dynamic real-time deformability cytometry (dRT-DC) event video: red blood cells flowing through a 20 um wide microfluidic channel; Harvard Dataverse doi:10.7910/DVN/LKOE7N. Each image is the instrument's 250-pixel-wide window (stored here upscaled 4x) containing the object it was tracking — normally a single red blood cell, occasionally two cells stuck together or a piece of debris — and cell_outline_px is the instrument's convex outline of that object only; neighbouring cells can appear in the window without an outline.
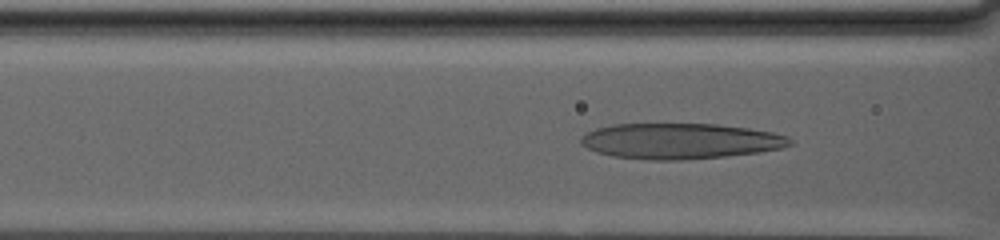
{"species": "human", "species_latin": "Homo sapiens", "temperature_condition": "warm", "stored_images_in_passage": 88, "camera_frame_rate_fps": 3000, "um_per_image_px": 0.085, "donor": {"sex": "male"}, "frame": {"image": 1, "passage_image": 41, "time_ms": 13.333, "image_size_px": [1000, 240], "cell_outline_px": [[792, 144], [780, 148], [760, 152], [724, 156], [680, 160], [652, 160], [612, 156], [596, 152], [580, 144], [580, 136], [596, 128], [612, 124], [716, 124], [748, 128], [772, 132], [788, 136], [792, 140]], "centroid_in_image_um": [57.8, 11.99], "position_along_channel_um": 108.8, "area_um2": 43.41}}
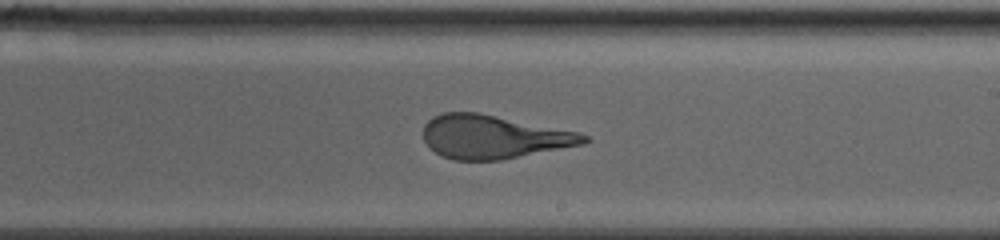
{"frame": {"image": 2, "passage_image": 58, "time_ms": 19.0, "image_size_px": [1000, 240], "cell_outline_px": [[592, 140], [584, 144], [500, 160], [452, 160], [440, 156], [428, 148], [424, 140], [424, 124], [432, 116], [444, 112], [476, 112], [580, 132], [588, 136]], "centroid_in_image_um": [41.92, 11.64], "position_along_channel_um": 247.1, "area_um2": 40.86}}
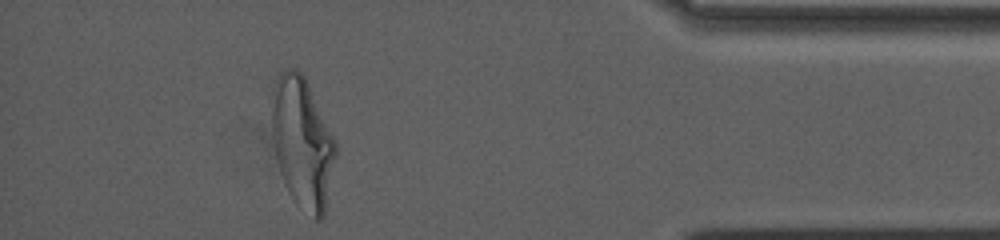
{"frame": {"image": 3, "passage_image": 82, "time_ms": 27.0, "image_size_px": [1000, 240], "cell_outline_px": [[336, 156], [324, 216], [320, 220], [312, 220], [292, 200], [284, 184], [280, 172], [276, 156], [272, 136], [272, 88], [280, 72], [288, 68], [296, 68], [304, 76], [336, 140]], "centroid_in_image_um": [25.7, 12.17], "position_along_channel_um": 409.5, "area_um2": 48.96}, "authors_computed_cell_mechanics": {"area_um2": 48.0896, "velocity_mm_per_s": 2.4422, "shape_relaxation_time_tau1_ms": 9.236, "shape_relaxation_time_tau2_ms": 1.3541, "deformation_change_tau1": 0.2753, "deformation_change_tau2": 0.1107}}